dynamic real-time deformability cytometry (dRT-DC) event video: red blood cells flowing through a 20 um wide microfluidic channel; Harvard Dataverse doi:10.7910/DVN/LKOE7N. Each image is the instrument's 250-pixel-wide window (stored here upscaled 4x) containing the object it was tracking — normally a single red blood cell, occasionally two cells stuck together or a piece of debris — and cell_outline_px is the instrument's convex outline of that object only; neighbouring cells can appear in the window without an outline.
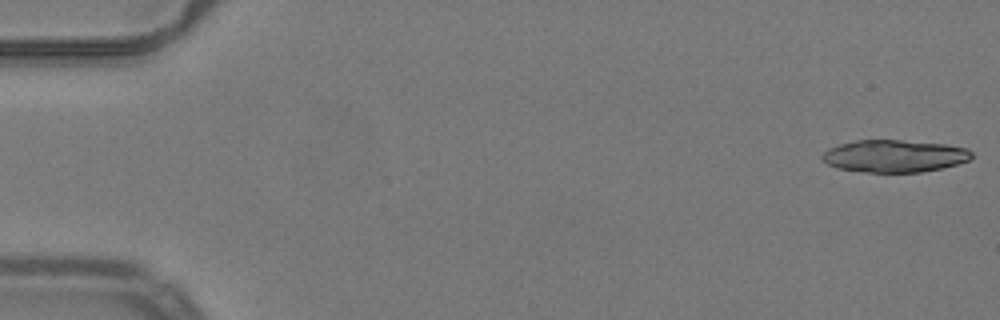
{"species": "common noctule bat (a hibernating species)", "species_latin": "Nyctalus noctula", "temperature_condition": "warm", "stored_images_in_passage": 52, "camera_frame_rate_fps": 3000, "um_per_image_px": 0.085, "animal": {"sex": "male", "body_mass_g": 19.2, "forearm_length_mm": 51.8}, "frame": {"image": 1, "passage_image": 1, "time_ms": 0.0, "image_size_px": [1000, 320], "cell_outline_px": [[972, 156], [968, 160], [956, 164], [940, 168], [920, 172], [868, 172], [836, 168], [828, 164], [820, 156], [828, 148], [840, 144], [856, 140], [900, 140], [948, 144], [968, 148], [972, 152]], "centroid_in_image_um": [76.02, 13.25], "position_along_channel_um": 9.0, "area_um2": 28.09}}
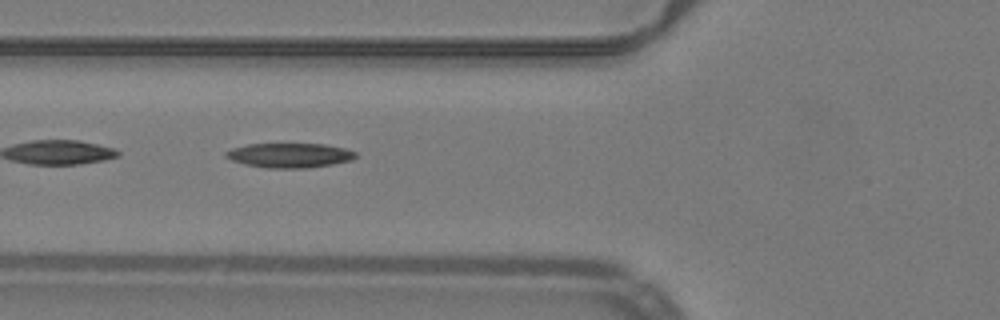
{"frame": {"image": 2, "passage_image": 20, "time_ms": 6.333, "image_size_px": [1000, 320], "cell_outline_px": [[356, 156], [352, 160], [332, 164], [308, 168], [264, 168], [244, 164], [232, 160], [224, 156], [224, 152], [232, 148], [248, 144], [324, 144], [344, 148], [356, 152]], "centroid_in_image_um": [24.59, 13.21], "position_along_channel_um": 101.2, "area_um2": 18.61}}